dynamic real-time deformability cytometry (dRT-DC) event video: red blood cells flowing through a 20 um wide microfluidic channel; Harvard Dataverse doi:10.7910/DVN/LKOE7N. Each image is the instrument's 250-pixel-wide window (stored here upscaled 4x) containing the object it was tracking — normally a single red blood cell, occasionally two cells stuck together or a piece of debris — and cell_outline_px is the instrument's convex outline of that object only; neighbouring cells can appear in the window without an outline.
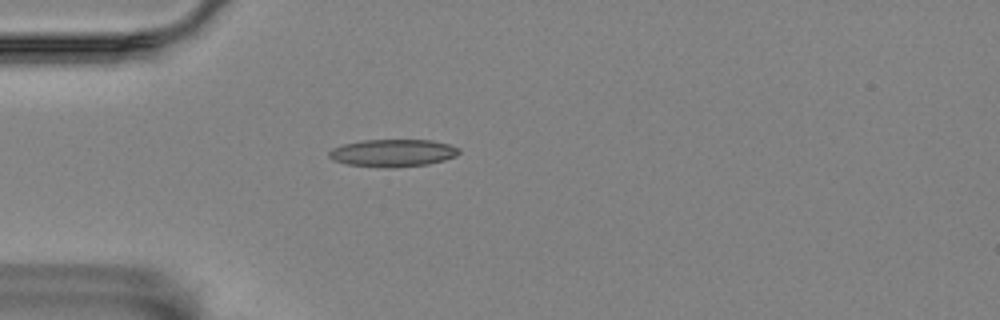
{"species": "Egyptian fruit bat (a non-hibernating species)", "species_latin": "Rousettus aegyptiacus", "temperature_condition": "room temperature", "stored_images_in_passage": 41, "camera_frame_rate_fps": 3000, "um_per_image_px": 0.085, "animal": {"sex": "female"}, "frame": {"image": 1, "passage_image": 1, "time_ms": 0.0, "image_size_px": [1000, 320], "cell_outline_px": [[460, 152], [456, 156], [444, 160], [428, 164], [392, 168], [384, 168], [348, 164], [332, 160], [328, 156], [328, 152], [332, 148], [344, 144], [364, 140], [432, 140], [448, 144], [460, 148]], "centroid_in_image_um": [33.39, 13.0], "position_along_channel_um": 51.6, "area_um2": 20.87}}
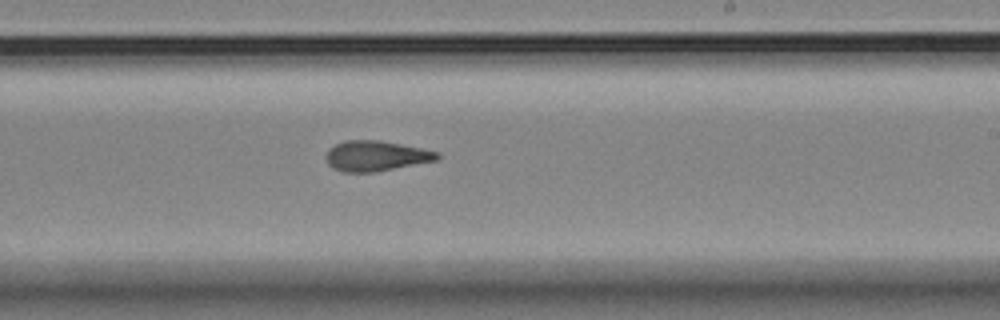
{"frame": {"image": 2, "passage_image": 19, "time_ms": 6.0, "image_size_px": [1000, 320], "cell_outline_px": [[440, 156], [436, 160], [376, 172], [344, 172], [332, 168], [328, 164], [328, 148], [344, 140], [380, 140], [440, 152]], "centroid_in_image_um": [31.95, 13.25], "position_along_channel_um": 257.0, "area_um2": 19.48}}
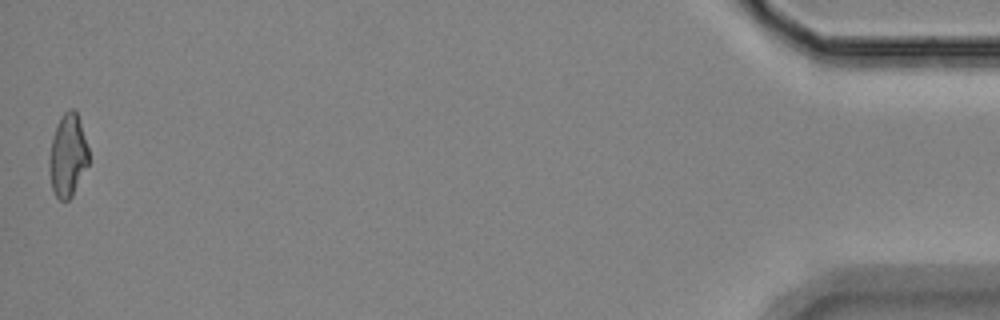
{"frame": {"image": 3, "passage_image": 41, "time_ms": 13.333, "image_size_px": [1000, 320], "cell_outline_px": [[88, 164], [72, 196], [68, 200], [60, 200], [56, 196], [52, 188], [48, 164], [52, 136], [60, 116], [68, 108], [72, 108], [76, 112], [88, 148]], "centroid_in_image_um": [5.74, 13.21], "position_along_channel_um": 429.5, "area_um2": 18.79}, "authors_computed_cell_mechanics": {"area_um2": 19.5364, "velocity_mm_per_s": 3.5747, "shape_relaxation_time_tau1_ms": 7.7732, "shape_relaxation_time_tau2_ms": 2.2915, "deformation_change_tau1": 0.21, "deformation_change_tau2": 0.1185}}